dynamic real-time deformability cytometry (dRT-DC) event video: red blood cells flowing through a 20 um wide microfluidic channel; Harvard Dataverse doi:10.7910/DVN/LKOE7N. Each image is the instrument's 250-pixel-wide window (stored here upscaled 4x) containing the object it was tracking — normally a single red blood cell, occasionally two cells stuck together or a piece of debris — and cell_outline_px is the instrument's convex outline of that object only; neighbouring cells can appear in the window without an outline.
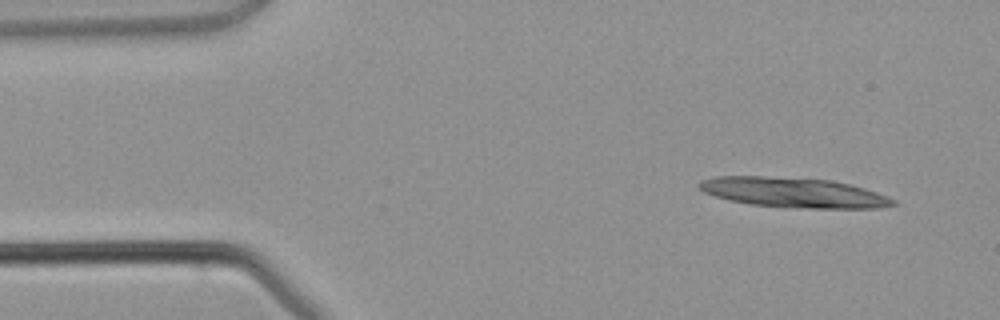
{"species": "common noctule bat (a hibernating species)", "species_latin": "Nyctalus noctula", "temperature_condition": "warm", "stored_images_in_passage": 3, "camera_frame_rate_fps": 3000, "um_per_image_px": 0.085, "animal": {"sex": "male", "body_mass_g": 21.5, "forearm_length_mm": 52.0}, "frame": {"image": 1, "passage_image": 1, "time_ms": 0.0, "image_size_px": [1000, 320], "cell_outline_px": [[896, 204], [876, 208], [808, 208], [752, 204], [728, 200], [704, 192], [696, 184], [700, 180], [716, 176], [760, 176], [828, 180], [848, 184], [864, 188], [888, 196], [896, 200]], "centroid_in_image_um": [67.43, 16.36], "position_along_channel_um": 17.6, "area_um2": 33.41}}